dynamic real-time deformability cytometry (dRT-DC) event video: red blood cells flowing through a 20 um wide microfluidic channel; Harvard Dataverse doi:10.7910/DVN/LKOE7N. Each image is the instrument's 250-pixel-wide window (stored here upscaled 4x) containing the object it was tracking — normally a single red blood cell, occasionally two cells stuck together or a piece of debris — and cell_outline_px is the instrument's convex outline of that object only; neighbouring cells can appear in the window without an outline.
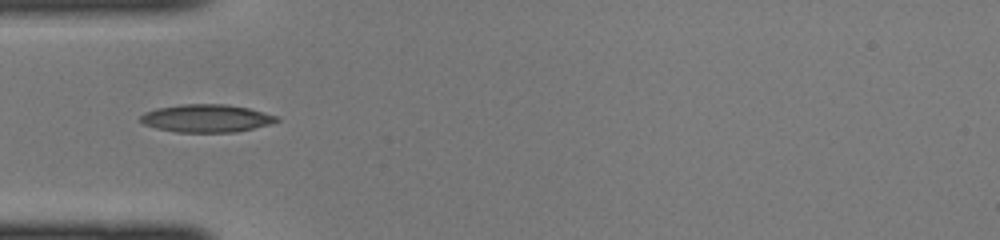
{"species": "common noctule bat (a hibernating species)", "species_latin": "Nyctalus noctula", "temperature_condition": "cold", "stored_images_in_passage": 31, "camera_frame_rate_fps": 3000, "um_per_image_px": 0.085, "animal": {"sex": "female", "body_mass_g": 22.0, "forearm_length_mm": 56.7}, "frame": {"image": 1, "passage_image": 1, "time_ms": 0.0, "image_size_px": [1000, 240], "cell_outline_px": [[280, 120], [272, 124], [236, 132], [176, 132], [156, 128], [144, 124], [140, 120], [140, 116], [144, 112], [156, 108], [180, 104], [228, 104], [248, 108], [280, 116]], "centroid_in_image_um": [17.58, 10.05], "position_along_channel_um": 67.4, "area_um2": 22.31}}
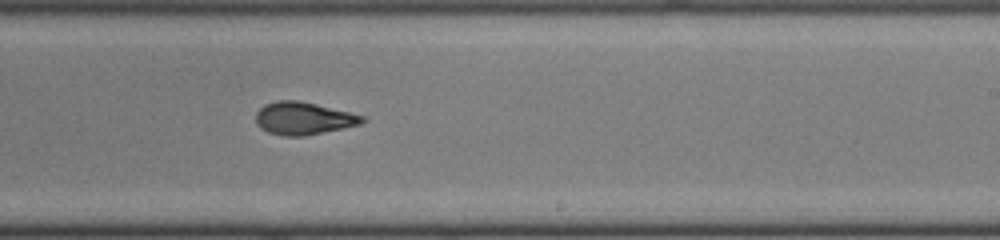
{"frame": {"image": 2, "passage_image": 14, "time_ms": 4.333, "image_size_px": [1000, 240], "cell_outline_px": [[368, 120], [360, 124], [344, 128], [304, 136], [280, 136], [268, 132], [260, 128], [256, 124], [256, 112], [264, 104], [276, 100], [296, 100], [316, 104], [364, 116]], "centroid_in_image_um": [25.76, 10.07], "position_along_channel_um": 263.2, "area_um2": 20.29}}
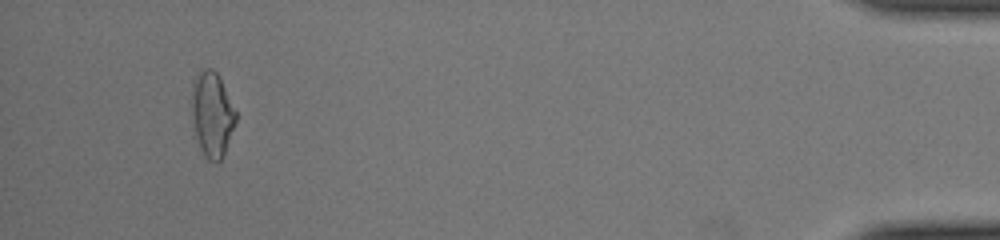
{"frame": {"image": 3, "passage_image": 29, "time_ms": 9.333, "image_size_px": [1000, 240], "cell_outline_px": [[236, 124], [224, 156], [216, 164], [208, 160], [204, 156], [200, 148], [196, 136], [192, 112], [192, 84], [200, 72], [204, 68], [212, 68], [220, 76], [236, 112]], "centroid_in_image_um": [18.05, 9.75], "position_along_channel_um": 417.1, "area_um2": 21.91}}